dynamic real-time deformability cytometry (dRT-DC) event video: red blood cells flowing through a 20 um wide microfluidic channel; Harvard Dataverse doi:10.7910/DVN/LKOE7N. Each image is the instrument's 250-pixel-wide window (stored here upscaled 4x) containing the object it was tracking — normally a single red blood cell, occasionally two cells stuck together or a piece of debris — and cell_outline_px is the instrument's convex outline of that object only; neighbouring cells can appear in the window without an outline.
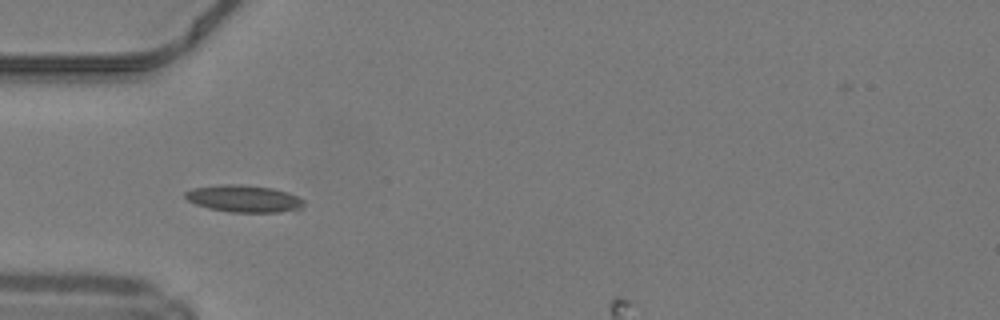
{"species": "common noctule bat (a hibernating species)", "species_latin": "Nyctalus noctula", "temperature_condition": "warm", "stored_images_in_passage": 34, "camera_frame_rate_fps": 3000, "um_per_image_px": 0.085, "animal": {"sex": "male", "body_mass_g": 19.2, "forearm_length_mm": 51.8}, "frame": {"image": 1, "passage_image": 5, "time_ms": 1.333, "image_size_px": [1000, 320], "cell_outline_px": [[304, 204], [300, 212], [228, 212], [208, 208], [196, 204], [188, 200], [184, 196], [184, 192], [192, 188], [220, 184], [240, 184], [272, 188], [288, 192], [304, 200]], "centroid_in_image_um": [20.77, 16.89], "position_along_channel_um": 64.2, "area_um2": 19.07}}
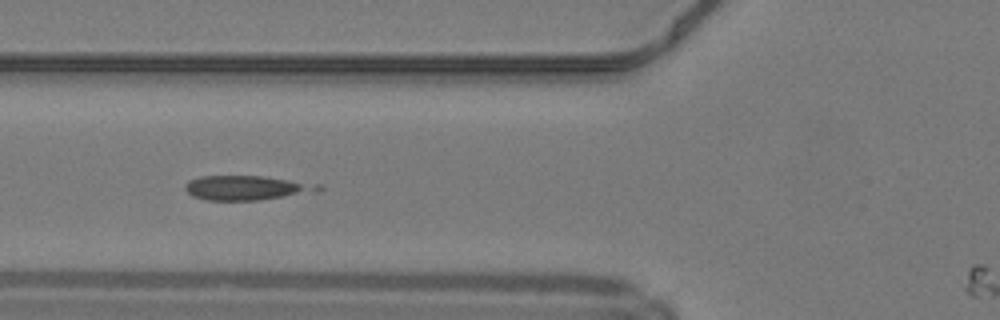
{"frame": {"image": 2, "passage_image": 8, "time_ms": 2.333, "image_size_px": [1000, 320], "cell_outline_px": [[324, 188], [320, 192], [260, 200], [208, 200], [192, 196], [184, 188], [188, 180], [200, 176], [264, 176], [320, 184]], "centroid_in_image_um": [21.04, 15.96], "position_along_channel_um": 104.8, "area_um2": 19.25}}